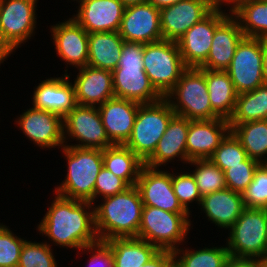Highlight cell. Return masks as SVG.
Wrapping results in <instances>:
<instances>
[{"mask_svg": "<svg viewBox=\"0 0 267 267\" xmlns=\"http://www.w3.org/2000/svg\"><path fill=\"white\" fill-rule=\"evenodd\" d=\"M92 203L55 196L38 230L55 244L82 249L99 240ZM88 209V211H87Z\"/></svg>", "mask_w": 267, "mask_h": 267, "instance_id": "1", "label": "cell"}, {"mask_svg": "<svg viewBox=\"0 0 267 267\" xmlns=\"http://www.w3.org/2000/svg\"><path fill=\"white\" fill-rule=\"evenodd\" d=\"M143 202L136 186L104 198L94 207L95 227L100 241L112 238L137 237Z\"/></svg>", "mask_w": 267, "mask_h": 267, "instance_id": "2", "label": "cell"}, {"mask_svg": "<svg viewBox=\"0 0 267 267\" xmlns=\"http://www.w3.org/2000/svg\"><path fill=\"white\" fill-rule=\"evenodd\" d=\"M112 81L116 98L140 104L154 103L163 98L144 71L141 43L124 41L119 64L112 71Z\"/></svg>", "mask_w": 267, "mask_h": 267, "instance_id": "3", "label": "cell"}, {"mask_svg": "<svg viewBox=\"0 0 267 267\" xmlns=\"http://www.w3.org/2000/svg\"><path fill=\"white\" fill-rule=\"evenodd\" d=\"M62 149L68 161V171L61 186L55 188L56 194L93 204L96 177L103 167L102 149L69 145H64Z\"/></svg>", "mask_w": 267, "mask_h": 267, "instance_id": "4", "label": "cell"}, {"mask_svg": "<svg viewBox=\"0 0 267 267\" xmlns=\"http://www.w3.org/2000/svg\"><path fill=\"white\" fill-rule=\"evenodd\" d=\"M175 115L166 98L154 103L140 104L131 135L124 145L145 162L156 150L160 138Z\"/></svg>", "mask_w": 267, "mask_h": 267, "instance_id": "5", "label": "cell"}, {"mask_svg": "<svg viewBox=\"0 0 267 267\" xmlns=\"http://www.w3.org/2000/svg\"><path fill=\"white\" fill-rule=\"evenodd\" d=\"M176 101L170 100L172 97ZM176 115L191 120H213L204 68L188 67L165 97Z\"/></svg>", "mask_w": 267, "mask_h": 267, "instance_id": "6", "label": "cell"}, {"mask_svg": "<svg viewBox=\"0 0 267 267\" xmlns=\"http://www.w3.org/2000/svg\"><path fill=\"white\" fill-rule=\"evenodd\" d=\"M144 71L156 91L165 98L188 68L176 41L143 44Z\"/></svg>", "mask_w": 267, "mask_h": 267, "instance_id": "7", "label": "cell"}, {"mask_svg": "<svg viewBox=\"0 0 267 267\" xmlns=\"http://www.w3.org/2000/svg\"><path fill=\"white\" fill-rule=\"evenodd\" d=\"M190 213H173L144 206L137 238L156 246L160 251H175L190 230Z\"/></svg>", "mask_w": 267, "mask_h": 267, "instance_id": "8", "label": "cell"}, {"mask_svg": "<svg viewBox=\"0 0 267 267\" xmlns=\"http://www.w3.org/2000/svg\"><path fill=\"white\" fill-rule=\"evenodd\" d=\"M227 249L230 256L263 259L267 249V209L244 208L230 227Z\"/></svg>", "mask_w": 267, "mask_h": 267, "instance_id": "9", "label": "cell"}, {"mask_svg": "<svg viewBox=\"0 0 267 267\" xmlns=\"http://www.w3.org/2000/svg\"><path fill=\"white\" fill-rule=\"evenodd\" d=\"M264 39L244 37L238 44L230 65L225 70L238 94L253 91L264 84Z\"/></svg>", "mask_w": 267, "mask_h": 267, "instance_id": "10", "label": "cell"}, {"mask_svg": "<svg viewBox=\"0 0 267 267\" xmlns=\"http://www.w3.org/2000/svg\"><path fill=\"white\" fill-rule=\"evenodd\" d=\"M64 141L67 135L79 143V148L106 149L113 144L106 135L98 107L77 104L64 118ZM66 132V133H65ZM67 134V135H65Z\"/></svg>", "mask_w": 267, "mask_h": 267, "instance_id": "11", "label": "cell"}, {"mask_svg": "<svg viewBox=\"0 0 267 267\" xmlns=\"http://www.w3.org/2000/svg\"><path fill=\"white\" fill-rule=\"evenodd\" d=\"M228 15L222 10H212L176 41L187 67L199 68L207 60L216 27Z\"/></svg>", "mask_w": 267, "mask_h": 267, "instance_id": "12", "label": "cell"}, {"mask_svg": "<svg viewBox=\"0 0 267 267\" xmlns=\"http://www.w3.org/2000/svg\"><path fill=\"white\" fill-rule=\"evenodd\" d=\"M36 1L0 0V31L13 49L33 35Z\"/></svg>", "mask_w": 267, "mask_h": 267, "instance_id": "13", "label": "cell"}, {"mask_svg": "<svg viewBox=\"0 0 267 267\" xmlns=\"http://www.w3.org/2000/svg\"><path fill=\"white\" fill-rule=\"evenodd\" d=\"M144 206L160 208L173 213L187 212L179 202L172 186V174L143 166L136 182Z\"/></svg>", "mask_w": 267, "mask_h": 267, "instance_id": "14", "label": "cell"}, {"mask_svg": "<svg viewBox=\"0 0 267 267\" xmlns=\"http://www.w3.org/2000/svg\"><path fill=\"white\" fill-rule=\"evenodd\" d=\"M118 33L124 41L141 44L163 40L160 9L149 2L127 6Z\"/></svg>", "mask_w": 267, "mask_h": 267, "instance_id": "15", "label": "cell"}, {"mask_svg": "<svg viewBox=\"0 0 267 267\" xmlns=\"http://www.w3.org/2000/svg\"><path fill=\"white\" fill-rule=\"evenodd\" d=\"M23 133L41 148L64 146L63 117L37 108L27 109L18 118Z\"/></svg>", "mask_w": 267, "mask_h": 267, "instance_id": "16", "label": "cell"}, {"mask_svg": "<svg viewBox=\"0 0 267 267\" xmlns=\"http://www.w3.org/2000/svg\"><path fill=\"white\" fill-rule=\"evenodd\" d=\"M78 14L72 17L89 34L118 32L126 6L121 0H80Z\"/></svg>", "mask_w": 267, "mask_h": 267, "instance_id": "17", "label": "cell"}, {"mask_svg": "<svg viewBox=\"0 0 267 267\" xmlns=\"http://www.w3.org/2000/svg\"><path fill=\"white\" fill-rule=\"evenodd\" d=\"M212 11L206 0H181L160 9L163 40L177 41Z\"/></svg>", "mask_w": 267, "mask_h": 267, "instance_id": "18", "label": "cell"}, {"mask_svg": "<svg viewBox=\"0 0 267 267\" xmlns=\"http://www.w3.org/2000/svg\"><path fill=\"white\" fill-rule=\"evenodd\" d=\"M229 132L228 120L221 117L191 120L186 142L188 163L196 159H209Z\"/></svg>", "mask_w": 267, "mask_h": 267, "instance_id": "19", "label": "cell"}, {"mask_svg": "<svg viewBox=\"0 0 267 267\" xmlns=\"http://www.w3.org/2000/svg\"><path fill=\"white\" fill-rule=\"evenodd\" d=\"M140 103L112 98L97 106L107 137L112 144L124 145L129 139Z\"/></svg>", "mask_w": 267, "mask_h": 267, "instance_id": "20", "label": "cell"}, {"mask_svg": "<svg viewBox=\"0 0 267 267\" xmlns=\"http://www.w3.org/2000/svg\"><path fill=\"white\" fill-rule=\"evenodd\" d=\"M56 52L67 64L76 68L88 64L89 33L73 18L51 27Z\"/></svg>", "mask_w": 267, "mask_h": 267, "instance_id": "21", "label": "cell"}, {"mask_svg": "<svg viewBox=\"0 0 267 267\" xmlns=\"http://www.w3.org/2000/svg\"><path fill=\"white\" fill-rule=\"evenodd\" d=\"M244 37L238 20L229 13L216 27L210 53L199 68L225 71L232 61L239 42Z\"/></svg>", "mask_w": 267, "mask_h": 267, "instance_id": "22", "label": "cell"}, {"mask_svg": "<svg viewBox=\"0 0 267 267\" xmlns=\"http://www.w3.org/2000/svg\"><path fill=\"white\" fill-rule=\"evenodd\" d=\"M78 69L79 73L73 84L77 104L99 106L115 97L112 71L89 65Z\"/></svg>", "mask_w": 267, "mask_h": 267, "instance_id": "23", "label": "cell"}, {"mask_svg": "<svg viewBox=\"0 0 267 267\" xmlns=\"http://www.w3.org/2000/svg\"><path fill=\"white\" fill-rule=\"evenodd\" d=\"M49 78L42 81L33 94V107L59 114L63 118L77 105L74 85L70 77Z\"/></svg>", "mask_w": 267, "mask_h": 267, "instance_id": "24", "label": "cell"}, {"mask_svg": "<svg viewBox=\"0 0 267 267\" xmlns=\"http://www.w3.org/2000/svg\"><path fill=\"white\" fill-rule=\"evenodd\" d=\"M189 122V119L175 115L170 120L164 135L160 138L156 150L144 162V165L157 168L175 159V157H180L187 163L186 142Z\"/></svg>", "mask_w": 267, "mask_h": 267, "instance_id": "25", "label": "cell"}, {"mask_svg": "<svg viewBox=\"0 0 267 267\" xmlns=\"http://www.w3.org/2000/svg\"><path fill=\"white\" fill-rule=\"evenodd\" d=\"M201 207L209 220L220 228H230L244 210L242 193L223 189L205 195Z\"/></svg>", "mask_w": 267, "mask_h": 267, "instance_id": "26", "label": "cell"}, {"mask_svg": "<svg viewBox=\"0 0 267 267\" xmlns=\"http://www.w3.org/2000/svg\"><path fill=\"white\" fill-rule=\"evenodd\" d=\"M124 39L118 32H93L88 37L89 66L113 71L121 57Z\"/></svg>", "mask_w": 267, "mask_h": 267, "instance_id": "27", "label": "cell"}, {"mask_svg": "<svg viewBox=\"0 0 267 267\" xmlns=\"http://www.w3.org/2000/svg\"><path fill=\"white\" fill-rule=\"evenodd\" d=\"M104 242L111 249L114 267H140L160 252L156 246L137 237L112 238Z\"/></svg>", "mask_w": 267, "mask_h": 267, "instance_id": "28", "label": "cell"}, {"mask_svg": "<svg viewBox=\"0 0 267 267\" xmlns=\"http://www.w3.org/2000/svg\"><path fill=\"white\" fill-rule=\"evenodd\" d=\"M212 110L221 118L229 120L235 108L238 93L226 71L204 69Z\"/></svg>", "mask_w": 267, "mask_h": 267, "instance_id": "29", "label": "cell"}, {"mask_svg": "<svg viewBox=\"0 0 267 267\" xmlns=\"http://www.w3.org/2000/svg\"><path fill=\"white\" fill-rule=\"evenodd\" d=\"M103 167L129 186H135L144 162L127 146L113 144L102 150Z\"/></svg>", "mask_w": 267, "mask_h": 267, "instance_id": "30", "label": "cell"}, {"mask_svg": "<svg viewBox=\"0 0 267 267\" xmlns=\"http://www.w3.org/2000/svg\"><path fill=\"white\" fill-rule=\"evenodd\" d=\"M267 120V84L253 91L238 94L235 108L228 122L230 129L239 123Z\"/></svg>", "mask_w": 267, "mask_h": 267, "instance_id": "31", "label": "cell"}, {"mask_svg": "<svg viewBox=\"0 0 267 267\" xmlns=\"http://www.w3.org/2000/svg\"><path fill=\"white\" fill-rule=\"evenodd\" d=\"M230 131L240 141L249 158L260 163L267 162V120L239 123ZM263 156L265 159H262Z\"/></svg>", "mask_w": 267, "mask_h": 267, "instance_id": "32", "label": "cell"}, {"mask_svg": "<svg viewBox=\"0 0 267 267\" xmlns=\"http://www.w3.org/2000/svg\"><path fill=\"white\" fill-rule=\"evenodd\" d=\"M231 14L245 37L267 39V0H245Z\"/></svg>", "mask_w": 267, "mask_h": 267, "instance_id": "33", "label": "cell"}, {"mask_svg": "<svg viewBox=\"0 0 267 267\" xmlns=\"http://www.w3.org/2000/svg\"><path fill=\"white\" fill-rule=\"evenodd\" d=\"M176 247L177 249L172 252L175 259L174 267H224L230 257L227 247H205L197 251H183L178 249L179 246ZM180 253L183 256L178 257Z\"/></svg>", "mask_w": 267, "mask_h": 267, "instance_id": "34", "label": "cell"}, {"mask_svg": "<svg viewBox=\"0 0 267 267\" xmlns=\"http://www.w3.org/2000/svg\"><path fill=\"white\" fill-rule=\"evenodd\" d=\"M189 163L196 166L192 175L202 197L227 188L224 171L210 159H196L191 160Z\"/></svg>", "mask_w": 267, "mask_h": 267, "instance_id": "35", "label": "cell"}, {"mask_svg": "<svg viewBox=\"0 0 267 267\" xmlns=\"http://www.w3.org/2000/svg\"><path fill=\"white\" fill-rule=\"evenodd\" d=\"M247 157L240 141L230 131L209 159L222 171H225L230 166L242 165Z\"/></svg>", "mask_w": 267, "mask_h": 267, "instance_id": "36", "label": "cell"}, {"mask_svg": "<svg viewBox=\"0 0 267 267\" xmlns=\"http://www.w3.org/2000/svg\"><path fill=\"white\" fill-rule=\"evenodd\" d=\"M47 243L25 241L17 267H57L55 258Z\"/></svg>", "mask_w": 267, "mask_h": 267, "instance_id": "37", "label": "cell"}, {"mask_svg": "<svg viewBox=\"0 0 267 267\" xmlns=\"http://www.w3.org/2000/svg\"><path fill=\"white\" fill-rule=\"evenodd\" d=\"M246 208L267 209V168L261 163L256 169L252 182L242 192Z\"/></svg>", "mask_w": 267, "mask_h": 267, "instance_id": "38", "label": "cell"}, {"mask_svg": "<svg viewBox=\"0 0 267 267\" xmlns=\"http://www.w3.org/2000/svg\"><path fill=\"white\" fill-rule=\"evenodd\" d=\"M260 164L257 160L247 157L242 165L227 168L224 171L226 187L242 193L252 182L254 173Z\"/></svg>", "mask_w": 267, "mask_h": 267, "instance_id": "39", "label": "cell"}, {"mask_svg": "<svg viewBox=\"0 0 267 267\" xmlns=\"http://www.w3.org/2000/svg\"><path fill=\"white\" fill-rule=\"evenodd\" d=\"M26 240L15 236L5 225H0V267H17Z\"/></svg>", "mask_w": 267, "mask_h": 267, "instance_id": "40", "label": "cell"}, {"mask_svg": "<svg viewBox=\"0 0 267 267\" xmlns=\"http://www.w3.org/2000/svg\"><path fill=\"white\" fill-rule=\"evenodd\" d=\"M172 186L182 207L189 212L190 202L198 201L201 204L202 196L199 193L198 186L192 173L172 174ZM189 203V204H188Z\"/></svg>", "mask_w": 267, "mask_h": 267, "instance_id": "41", "label": "cell"}, {"mask_svg": "<svg viewBox=\"0 0 267 267\" xmlns=\"http://www.w3.org/2000/svg\"><path fill=\"white\" fill-rule=\"evenodd\" d=\"M130 186L120 177H117L105 167H102L94 186V199L98 196L102 198L113 196L124 192Z\"/></svg>", "mask_w": 267, "mask_h": 267, "instance_id": "42", "label": "cell"}, {"mask_svg": "<svg viewBox=\"0 0 267 267\" xmlns=\"http://www.w3.org/2000/svg\"><path fill=\"white\" fill-rule=\"evenodd\" d=\"M83 249L90 252L93 250V255L89 261V267H114V259L110 247L104 241H98L95 244L84 246Z\"/></svg>", "mask_w": 267, "mask_h": 267, "instance_id": "43", "label": "cell"}, {"mask_svg": "<svg viewBox=\"0 0 267 267\" xmlns=\"http://www.w3.org/2000/svg\"><path fill=\"white\" fill-rule=\"evenodd\" d=\"M174 260L171 251H160L148 263L140 267H174Z\"/></svg>", "mask_w": 267, "mask_h": 267, "instance_id": "44", "label": "cell"}, {"mask_svg": "<svg viewBox=\"0 0 267 267\" xmlns=\"http://www.w3.org/2000/svg\"><path fill=\"white\" fill-rule=\"evenodd\" d=\"M224 267H261V259L230 256Z\"/></svg>", "mask_w": 267, "mask_h": 267, "instance_id": "45", "label": "cell"}, {"mask_svg": "<svg viewBox=\"0 0 267 267\" xmlns=\"http://www.w3.org/2000/svg\"><path fill=\"white\" fill-rule=\"evenodd\" d=\"M232 4V7H230V11L233 12L241 3H243L245 0H206L207 4L211 7L212 10H221V4Z\"/></svg>", "mask_w": 267, "mask_h": 267, "instance_id": "46", "label": "cell"}, {"mask_svg": "<svg viewBox=\"0 0 267 267\" xmlns=\"http://www.w3.org/2000/svg\"><path fill=\"white\" fill-rule=\"evenodd\" d=\"M13 48L9 45V43L4 39L2 32L0 31V64L4 61V59L13 52Z\"/></svg>", "mask_w": 267, "mask_h": 267, "instance_id": "47", "label": "cell"}, {"mask_svg": "<svg viewBox=\"0 0 267 267\" xmlns=\"http://www.w3.org/2000/svg\"><path fill=\"white\" fill-rule=\"evenodd\" d=\"M180 1L181 0H147V2H149L150 4H152L154 7L158 9H162L164 7L174 5Z\"/></svg>", "mask_w": 267, "mask_h": 267, "instance_id": "48", "label": "cell"}, {"mask_svg": "<svg viewBox=\"0 0 267 267\" xmlns=\"http://www.w3.org/2000/svg\"><path fill=\"white\" fill-rule=\"evenodd\" d=\"M263 74H264V82L267 84V39H264Z\"/></svg>", "mask_w": 267, "mask_h": 267, "instance_id": "49", "label": "cell"}, {"mask_svg": "<svg viewBox=\"0 0 267 267\" xmlns=\"http://www.w3.org/2000/svg\"><path fill=\"white\" fill-rule=\"evenodd\" d=\"M121 2L127 7L130 5L147 2V0H121Z\"/></svg>", "mask_w": 267, "mask_h": 267, "instance_id": "50", "label": "cell"}, {"mask_svg": "<svg viewBox=\"0 0 267 267\" xmlns=\"http://www.w3.org/2000/svg\"><path fill=\"white\" fill-rule=\"evenodd\" d=\"M261 267H267V259H261Z\"/></svg>", "mask_w": 267, "mask_h": 267, "instance_id": "51", "label": "cell"}, {"mask_svg": "<svg viewBox=\"0 0 267 267\" xmlns=\"http://www.w3.org/2000/svg\"><path fill=\"white\" fill-rule=\"evenodd\" d=\"M266 168H267V162H265V163H262Z\"/></svg>", "mask_w": 267, "mask_h": 267, "instance_id": "52", "label": "cell"}, {"mask_svg": "<svg viewBox=\"0 0 267 267\" xmlns=\"http://www.w3.org/2000/svg\"><path fill=\"white\" fill-rule=\"evenodd\" d=\"M264 258L267 259V249H266V254H265V257Z\"/></svg>", "mask_w": 267, "mask_h": 267, "instance_id": "53", "label": "cell"}]
</instances>
